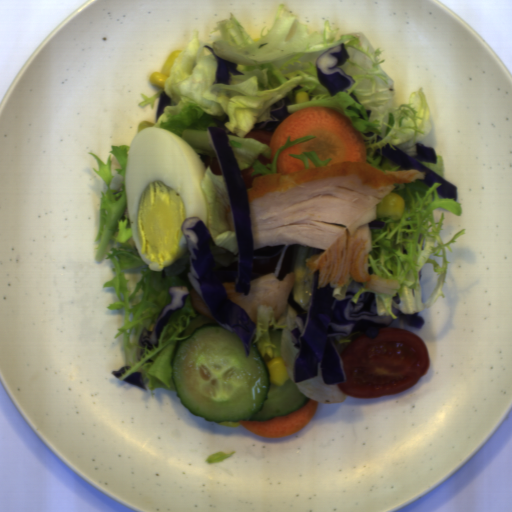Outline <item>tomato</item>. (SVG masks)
<instances>
[{
  "instance_id": "obj_1",
  "label": "tomato",
  "mask_w": 512,
  "mask_h": 512,
  "mask_svg": "<svg viewBox=\"0 0 512 512\" xmlns=\"http://www.w3.org/2000/svg\"><path fill=\"white\" fill-rule=\"evenodd\" d=\"M345 382L339 390L350 397L370 399L398 394L411 388L430 367L424 341L399 328L380 329L375 338L361 335L339 355Z\"/></svg>"
},
{
  "instance_id": "obj_2",
  "label": "tomato",
  "mask_w": 512,
  "mask_h": 512,
  "mask_svg": "<svg viewBox=\"0 0 512 512\" xmlns=\"http://www.w3.org/2000/svg\"><path fill=\"white\" fill-rule=\"evenodd\" d=\"M273 133L274 132L272 130L257 129L247 133L244 138H254L256 141L261 142L271 148L270 142Z\"/></svg>"
},
{
  "instance_id": "obj_3",
  "label": "tomato",
  "mask_w": 512,
  "mask_h": 512,
  "mask_svg": "<svg viewBox=\"0 0 512 512\" xmlns=\"http://www.w3.org/2000/svg\"><path fill=\"white\" fill-rule=\"evenodd\" d=\"M255 170V167L251 165L249 168L239 171L246 190L252 186L256 177L263 176L262 174L259 173L251 175L253 172H255Z\"/></svg>"
},
{
  "instance_id": "obj_4",
  "label": "tomato",
  "mask_w": 512,
  "mask_h": 512,
  "mask_svg": "<svg viewBox=\"0 0 512 512\" xmlns=\"http://www.w3.org/2000/svg\"><path fill=\"white\" fill-rule=\"evenodd\" d=\"M206 169L210 166V171L214 173L215 176H226L224 169L221 165L219 158H205L204 160Z\"/></svg>"
},
{
  "instance_id": "obj_5",
  "label": "tomato",
  "mask_w": 512,
  "mask_h": 512,
  "mask_svg": "<svg viewBox=\"0 0 512 512\" xmlns=\"http://www.w3.org/2000/svg\"><path fill=\"white\" fill-rule=\"evenodd\" d=\"M257 159H258V161H259L262 165H266V166H267V164H272V163H273V162H271V158H267V157H266L264 154H262V153H261V154H259V155L257 156Z\"/></svg>"
}]
</instances>
